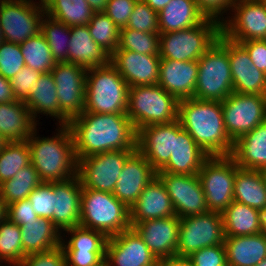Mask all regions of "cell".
Wrapping results in <instances>:
<instances>
[{
  "label": "cell",
  "mask_w": 266,
  "mask_h": 266,
  "mask_svg": "<svg viewBox=\"0 0 266 266\" xmlns=\"http://www.w3.org/2000/svg\"><path fill=\"white\" fill-rule=\"evenodd\" d=\"M227 266H256L266 258V235L225 236Z\"/></svg>",
  "instance_id": "cell-29"
},
{
  "label": "cell",
  "mask_w": 266,
  "mask_h": 266,
  "mask_svg": "<svg viewBox=\"0 0 266 266\" xmlns=\"http://www.w3.org/2000/svg\"><path fill=\"white\" fill-rule=\"evenodd\" d=\"M26 256L20 226L6 218L0 222V263L21 264Z\"/></svg>",
  "instance_id": "cell-42"
},
{
  "label": "cell",
  "mask_w": 266,
  "mask_h": 266,
  "mask_svg": "<svg viewBox=\"0 0 266 266\" xmlns=\"http://www.w3.org/2000/svg\"><path fill=\"white\" fill-rule=\"evenodd\" d=\"M225 236L261 233L260 210L233 201L222 213Z\"/></svg>",
  "instance_id": "cell-34"
},
{
  "label": "cell",
  "mask_w": 266,
  "mask_h": 266,
  "mask_svg": "<svg viewBox=\"0 0 266 266\" xmlns=\"http://www.w3.org/2000/svg\"><path fill=\"white\" fill-rule=\"evenodd\" d=\"M55 193L52 189V182H42L28 196L33 210L40 218H48L51 220L54 211Z\"/></svg>",
  "instance_id": "cell-47"
},
{
  "label": "cell",
  "mask_w": 266,
  "mask_h": 266,
  "mask_svg": "<svg viewBox=\"0 0 266 266\" xmlns=\"http://www.w3.org/2000/svg\"><path fill=\"white\" fill-rule=\"evenodd\" d=\"M159 266H193L187 258L172 257L160 260Z\"/></svg>",
  "instance_id": "cell-57"
},
{
  "label": "cell",
  "mask_w": 266,
  "mask_h": 266,
  "mask_svg": "<svg viewBox=\"0 0 266 266\" xmlns=\"http://www.w3.org/2000/svg\"><path fill=\"white\" fill-rule=\"evenodd\" d=\"M67 266H100L106 252L64 251Z\"/></svg>",
  "instance_id": "cell-53"
},
{
  "label": "cell",
  "mask_w": 266,
  "mask_h": 266,
  "mask_svg": "<svg viewBox=\"0 0 266 266\" xmlns=\"http://www.w3.org/2000/svg\"><path fill=\"white\" fill-rule=\"evenodd\" d=\"M256 266H266V258L263 259L260 263H258Z\"/></svg>",
  "instance_id": "cell-65"
},
{
  "label": "cell",
  "mask_w": 266,
  "mask_h": 266,
  "mask_svg": "<svg viewBox=\"0 0 266 266\" xmlns=\"http://www.w3.org/2000/svg\"><path fill=\"white\" fill-rule=\"evenodd\" d=\"M51 73L61 109V125H68L84 111L87 69L74 63L58 62Z\"/></svg>",
  "instance_id": "cell-12"
},
{
  "label": "cell",
  "mask_w": 266,
  "mask_h": 266,
  "mask_svg": "<svg viewBox=\"0 0 266 266\" xmlns=\"http://www.w3.org/2000/svg\"><path fill=\"white\" fill-rule=\"evenodd\" d=\"M160 33H146L123 27L116 50H130L139 54L159 55Z\"/></svg>",
  "instance_id": "cell-44"
},
{
  "label": "cell",
  "mask_w": 266,
  "mask_h": 266,
  "mask_svg": "<svg viewBox=\"0 0 266 266\" xmlns=\"http://www.w3.org/2000/svg\"><path fill=\"white\" fill-rule=\"evenodd\" d=\"M45 9L36 2L0 0V26L4 41L21 44L41 32Z\"/></svg>",
  "instance_id": "cell-13"
},
{
  "label": "cell",
  "mask_w": 266,
  "mask_h": 266,
  "mask_svg": "<svg viewBox=\"0 0 266 266\" xmlns=\"http://www.w3.org/2000/svg\"><path fill=\"white\" fill-rule=\"evenodd\" d=\"M208 157L190 134L181 127L179 120L176 119L173 155L170 156L169 161L157 173L198 174L202 164Z\"/></svg>",
  "instance_id": "cell-25"
},
{
  "label": "cell",
  "mask_w": 266,
  "mask_h": 266,
  "mask_svg": "<svg viewBox=\"0 0 266 266\" xmlns=\"http://www.w3.org/2000/svg\"><path fill=\"white\" fill-rule=\"evenodd\" d=\"M234 201L260 211L266 207V186L261 171L239 168L236 164Z\"/></svg>",
  "instance_id": "cell-35"
},
{
  "label": "cell",
  "mask_w": 266,
  "mask_h": 266,
  "mask_svg": "<svg viewBox=\"0 0 266 266\" xmlns=\"http://www.w3.org/2000/svg\"><path fill=\"white\" fill-rule=\"evenodd\" d=\"M178 120L209 157L231 155L234 142L225 130L221 102L179 100Z\"/></svg>",
  "instance_id": "cell-2"
},
{
  "label": "cell",
  "mask_w": 266,
  "mask_h": 266,
  "mask_svg": "<svg viewBox=\"0 0 266 266\" xmlns=\"http://www.w3.org/2000/svg\"><path fill=\"white\" fill-rule=\"evenodd\" d=\"M30 115L37 123V114L54 117L61 125V109L57 98L56 85L51 72L42 73L36 86H32L29 96L24 101Z\"/></svg>",
  "instance_id": "cell-33"
},
{
  "label": "cell",
  "mask_w": 266,
  "mask_h": 266,
  "mask_svg": "<svg viewBox=\"0 0 266 266\" xmlns=\"http://www.w3.org/2000/svg\"><path fill=\"white\" fill-rule=\"evenodd\" d=\"M179 100L158 84L129 87L127 116L136 131L178 119Z\"/></svg>",
  "instance_id": "cell-7"
},
{
  "label": "cell",
  "mask_w": 266,
  "mask_h": 266,
  "mask_svg": "<svg viewBox=\"0 0 266 266\" xmlns=\"http://www.w3.org/2000/svg\"><path fill=\"white\" fill-rule=\"evenodd\" d=\"M94 13L86 0H53L45 8L47 16L69 27L87 25Z\"/></svg>",
  "instance_id": "cell-36"
},
{
  "label": "cell",
  "mask_w": 266,
  "mask_h": 266,
  "mask_svg": "<svg viewBox=\"0 0 266 266\" xmlns=\"http://www.w3.org/2000/svg\"><path fill=\"white\" fill-rule=\"evenodd\" d=\"M180 218L177 215L131 223L158 260L176 257Z\"/></svg>",
  "instance_id": "cell-18"
},
{
  "label": "cell",
  "mask_w": 266,
  "mask_h": 266,
  "mask_svg": "<svg viewBox=\"0 0 266 266\" xmlns=\"http://www.w3.org/2000/svg\"><path fill=\"white\" fill-rule=\"evenodd\" d=\"M231 10L234 12L232 18L222 17L223 36L235 42L266 40V3L261 0H236Z\"/></svg>",
  "instance_id": "cell-15"
},
{
  "label": "cell",
  "mask_w": 266,
  "mask_h": 266,
  "mask_svg": "<svg viewBox=\"0 0 266 266\" xmlns=\"http://www.w3.org/2000/svg\"><path fill=\"white\" fill-rule=\"evenodd\" d=\"M154 11L160 12L171 0H143Z\"/></svg>",
  "instance_id": "cell-58"
},
{
  "label": "cell",
  "mask_w": 266,
  "mask_h": 266,
  "mask_svg": "<svg viewBox=\"0 0 266 266\" xmlns=\"http://www.w3.org/2000/svg\"><path fill=\"white\" fill-rule=\"evenodd\" d=\"M42 183L38 172L30 163L20 169L12 179L0 184V196L6 205L28 198L31 192Z\"/></svg>",
  "instance_id": "cell-37"
},
{
  "label": "cell",
  "mask_w": 266,
  "mask_h": 266,
  "mask_svg": "<svg viewBox=\"0 0 266 266\" xmlns=\"http://www.w3.org/2000/svg\"><path fill=\"white\" fill-rule=\"evenodd\" d=\"M7 218V205L4 203L0 196V222Z\"/></svg>",
  "instance_id": "cell-60"
},
{
  "label": "cell",
  "mask_w": 266,
  "mask_h": 266,
  "mask_svg": "<svg viewBox=\"0 0 266 266\" xmlns=\"http://www.w3.org/2000/svg\"><path fill=\"white\" fill-rule=\"evenodd\" d=\"M16 101L10 80L0 75V103Z\"/></svg>",
  "instance_id": "cell-56"
},
{
  "label": "cell",
  "mask_w": 266,
  "mask_h": 266,
  "mask_svg": "<svg viewBox=\"0 0 266 266\" xmlns=\"http://www.w3.org/2000/svg\"><path fill=\"white\" fill-rule=\"evenodd\" d=\"M228 58L235 93L266 95V74L252 63L240 43L228 39Z\"/></svg>",
  "instance_id": "cell-22"
},
{
  "label": "cell",
  "mask_w": 266,
  "mask_h": 266,
  "mask_svg": "<svg viewBox=\"0 0 266 266\" xmlns=\"http://www.w3.org/2000/svg\"><path fill=\"white\" fill-rule=\"evenodd\" d=\"M1 1H4V0H1ZM18 1H29V2H33L34 3V0H18Z\"/></svg>",
  "instance_id": "cell-67"
},
{
  "label": "cell",
  "mask_w": 266,
  "mask_h": 266,
  "mask_svg": "<svg viewBox=\"0 0 266 266\" xmlns=\"http://www.w3.org/2000/svg\"><path fill=\"white\" fill-rule=\"evenodd\" d=\"M159 33H168L195 27L206 16L199 10L195 0H171L159 13Z\"/></svg>",
  "instance_id": "cell-31"
},
{
  "label": "cell",
  "mask_w": 266,
  "mask_h": 266,
  "mask_svg": "<svg viewBox=\"0 0 266 266\" xmlns=\"http://www.w3.org/2000/svg\"><path fill=\"white\" fill-rule=\"evenodd\" d=\"M70 234L68 242L62 238L61 247L64 251L106 252L108 238L99 231L75 226L65 230ZM66 242V243H65Z\"/></svg>",
  "instance_id": "cell-41"
},
{
  "label": "cell",
  "mask_w": 266,
  "mask_h": 266,
  "mask_svg": "<svg viewBox=\"0 0 266 266\" xmlns=\"http://www.w3.org/2000/svg\"><path fill=\"white\" fill-rule=\"evenodd\" d=\"M138 0H109L103 11L121 29L126 27Z\"/></svg>",
  "instance_id": "cell-51"
},
{
  "label": "cell",
  "mask_w": 266,
  "mask_h": 266,
  "mask_svg": "<svg viewBox=\"0 0 266 266\" xmlns=\"http://www.w3.org/2000/svg\"><path fill=\"white\" fill-rule=\"evenodd\" d=\"M24 66L20 44L3 40L0 43V75L10 80Z\"/></svg>",
  "instance_id": "cell-46"
},
{
  "label": "cell",
  "mask_w": 266,
  "mask_h": 266,
  "mask_svg": "<svg viewBox=\"0 0 266 266\" xmlns=\"http://www.w3.org/2000/svg\"><path fill=\"white\" fill-rule=\"evenodd\" d=\"M135 150L100 152L78 161V176L84 188L113 193L124 163Z\"/></svg>",
  "instance_id": "cell-14"
},
{
  "label": "cell",
  "mask_w": 266,
  "mask_h": 266,
  "mask_svg": "<svg viewBox=\"0 0 266 266\" xmlns=\"http://www.w3.org/2000/svg\"><path fill=\"white\" fill-rule=\"evenodd\" d=\"M220 34L221 23L211 18L195 27L160 34L159 56L177 61H198Z\"/></svg>",
  "instance_id": "cell-8"
},
{
  "label": "cell",
  "mask_w": 266,
  "mask_h": 266,
  "mask_svg": "<svg viewBox=\"0 0 266 266\" xmlns=\"http://www.w3.org/2000/svg\"><path fill=\"white\" fill-rule=\"evenodd\" d=\"M31 163L30 148L26 140L8 142L0 151V184Z\"/></svg>",
  "instance_id": "cell-40"
},
{
  "label": "cell",
  "mask_w": 266,
  "mask_h": 266,
  "mask_svg": "<svg viewBox=\"0 0 266 266\" xmlns=\"http://www.w3.org/2000/svg\"><path fill=\"white\" fill-rule=\"evenodd\" d=\"M41 33L47 40L56 63L69 62L70 27L45 14L41 21Z\"/></svg>",
  "instance_id": "cell-39"
},
{
  "label": "cell",
  "mask_w": 266,
  "mask_h": 266,
  "mask_svg": "<svg viewBox=\"0 0 266 266\" xmlns=\"http://www.w3.org/2000/svg\"><path fill=\"white\" fill-rule=\"evenodd\" d=\"M175 209L165 185L156 176L142 191L130 208V222L139 223L147 220L174 216Z\"/></svg>",
  "instance_id": "cell-26"
},
{
  "label": "cell",
  "mask_w": 266,
  "mask_h": 266,
  "mask_svg": "<svg viewBox=\"0 0 266 266\" xmlns=\"http://www.w3.org/2000/svg\"><path fill=\"white\" fill-rule=\"evenodd\" d=\"M199 10L206 16L219 21L226 11H229L236 0H195ZM221 17H220V16Z\"/></svg>",
  "instance_id": "cell-54"
},
{
  "label": "cell",
  "mask_w": 266,
  "mask_h": 266,
  "mask_svg": "<svg viewBox=\"0 0 266 266\" xmlns=\"http://www.w3.org/2000/svg\"><path fill=\"white\" fill-rule=\"evenodd\" d=\"M237 166L261 171L266 168V121L238 138L230 155Z\"/></svg>",
  "instance_id": "cell-28"
},
{
  "label": "cell",
  "mask_w": 266,
  "mask_h": 266,
  "mask_svg": "<svg viewBox=\"0 0 266 266\" xmlns=\"http://www.w3.org/2000/svg\"><path fill=\"white\" fill-rule=\"evenodd\" d=\"M53 0H40L39 3L37 2V6L41 7V8H46L47 6H49L51 4Z\"/></svg>",
  "instance_id": "cell-62"
},
{
  "label": "cell",
  "mask_w": 266,
  "mask_h": 266,
  "mask_svg": "<svg viewBox=\"0 0 266 266\" xmlns=\"http://www.w3.org/2000/svg\"><path fill=\"white\" fill-rule=\"evenodd\" d=\"M233 92L228 38L220 34L216 43L198 59V78L193 98L222 102Z\"/></svg>",
  "instance_id": "cell-6"
},
{
  "label": "cell",
  "mask_w": 266,
  "mask_h": 266,
  "mask_svg": "<svg viewBox=\"0 0 266 266\" xmlns=\"http://www.w3.org/2000/svg\"><path fill=\"white\" fill-rule=\"evenodd\" d=\"M126 28L146 33H159L158 12L154 11L143 0H138Z\"/></svg>",
  "instance_id": "cell-45"
},
{
  "label": "cell",
  "mask_w": 266,
  "mask_h": 266,
  "mask_svg": "<svg viewBox=\"0 0 266 266\" xmlns=\"http://www.w3.org/2000/svg\"><path fill=\"white\" fill-rule=\"evenodd\" d=\"M261 174L263 176V180H264L265 186H266V168L261 170Z\"/></svg>",
  "instance_id": "cell-64"
},
{
  "label": "cell",
  "mask_w": 266,
  "mask_h": 266,
  "mask_svg": "<svg viewBox=\"0 0 266 266\" xmlns=\"http://www.w3.org/2000/svg\"><path fill=\"white\" fill-rule=\"evenodd\" d=\"M68 126L78 161L100 152L137 149V131L127 115L83 112Z\"/></svg>",
  "instance_id": "cell-1"
},
{
  "label": "cell",
  "mask_w": 266,
  "mask_h": 266,
  "mask_svg": "<svg viewBox=\"0 0 266 266\" xmlns=\"http://www.w3.org/2000/svg\"><path fill=\"white\" fill-rule=\"evenodd\" d=\"M38 217L27 198L7 205V218L19 226L26 222L36 221Z\"/></svg>",
  "instance_id": "cell-52"
},
{
  "label": "cell",
  "mask_w": 266,
  "mask_h": 266,
  "mask_svg": "<svg viewBox=\"0 0 266 266\" xmlns=\"http://www.w3.org/2000/svg\"><path fill=\"white\" fill-rule=\"evenodd\" d=\"M70 35L69 63L86 69L111 63V54L93 40L87 25L70 27Z\"/></svg>",
  "instance_id": "cell-27"
},
{
  "label": "cell",
  "mask_w": 266,
  "mask_h": 266,
  "mask_svg": "<svg viewBox=\"0 0 266 266\" xmlns=\"http://www.w3.org/2000/svg\"><path fill=\"white\" fill-rule=\"evenodd\" d=\"M25 65L40 73H48L56 65L47 40L40 32L20 44Z\"/></svg>",
  "instance_id": "cell-38"
},
{
  "label": "cell",
  "mask_w": 266,
  "mask_h": 266,
  "mask_svg": "<svg viewBox=\"0 0 266 266\" xmlns=\"http://www.w3.org/2000/svg\"><path fill=\"white\" fill-rule=\"evenodd\" d=\"M58 126V133L50 138L37 137L36 127L26 140L31 164L42 182L63 181L78 175V160L70 127Z\"/></svg>",
  "instance_id": "cell-3"
},
{
  "label": "cell",
  "mask_w": 266,
  "mask_h": 266,
  "mask_svg": "<svg viewBox=\"0 0 266 266\" xmlns=\"http://www.w3.org/2000/svg\"><path fill=\"white\" fill-rule=\"evenodd\" d=\"M176 120L153 124L137 131V150L159 171L173 155Z\"/></svg>",
  "instance_id": "cell-20"
},
{
  "label": "cell",
  "mask_w": 266,
  "mask_h": 266,
  "mask_svg": "<svg viewBox=\"0 0 266 266\" xmlns=\"http://www.w3.org/2000/svg\"><path fill=\"white\" fill-rule=\"evenodd\" d=\"M156 176L157 171L136 149L124 163L112 194L130 209Z\"/></svg>",
  "instance_id": "cell-19"
},
{
  "label": "cell",
  "mask_w": 266,
  "mask_h": 266,
  "mask_svg": "<svg viewBox=\"0 0 266 266\" xmlns=\"http://www.w3.org/2000/svg\"><path fill=\"white\" fill-rule=\"evenodd\" d=\"M93 40L111 55L119 45L120 28L103 11L95 12L87 24Z\"/></svg>",
  "instance_id": "cell-43"
},
{
  "label": "cell",
  "mask_w": 266,
  "mask_h": 266,
  "mask_svg": "<svg viewBox=\"0 0 266 266\" xmlns=\"http://www.w3.org/2000/svg\"><path fill=\"white\" fill-rule=\"evenodd\" d=\"M238 43L247 50L252 63L266 74V40H248Z\"/></svg>",
  "instance_id": "cell-55"
},
{
  "label": "cell",
  "mask_w": 266,
  "mask_h": 266,
  "mask_svg": "<svg viewBox=\"0 0 266 266\" xmlns=\"http://www.w3.org/2000/svg\"><path fill=\"white\" fill-rule=\"evenodd\" d=\"M21 266H67L65 252L61 246L48 251L27 255Z\"/></svg>",
  "instance_id": "cell-50"
},
{
  "label": "cell",
  "mask_w": 266,
  "mask_h": 266,
  "mask_svg": "<svg viewBox=\"0 0 266 266\" xmlns=\"http://www.w3.org/2000/svg\"><path fill=\"white\" fill-rule=\"evenodd\" d=\"M111 64L129 87L156 85L159 78V55L139 54L130 50H116Z\"/></svg>",
  "instance_id": "cell-21"
},
{
  "label": "cell",
  "mask_w": 266,
  "mask_h": 266,
  "mask_svg": "<svg viewBox=\"0 0 266 266\" xmlns=\"http://www.w3.org/2000/svg\"><path fill=\"white\" fill-rule=\"evenodd\" d=\"M9 141H7L1 134H0V151L7 145Z\"/></svg>",
  "instance_id": "cell-63"
},
{
  "label": "cell",
  "mask_w": 266,
  "mask_h": 266,
  "mask_svg": "<svg viewBox=\"0 0 266 266\" xmlns=\"http://www.w3.org/2000/svg\"><path fill=\"white\" fill-rule=\"evenodd\" d=\"M198 78V61L160 58L158 85L178 100L193 98Z\"/></svg>",
  "instance_id": "cell-24"
},
{
  "label": "cell",
  "mask_w": 266,
  "mask_h": 266,
  "mask_svg": "<svg viewBox=\"0 0 266 266\" xmlns=\"http://www.w3.org/2000/svg\"><path fill=\"white\" fill-rule=\"evenodd\" d=\"M21 241L26 255L40 253L61 246L60 232L48 218L20 225Z\"/></svg>",
  "instance_id": "cell-32"
},
{
  "label": "cell",
  "mask_w": 266,
  "mask_h": 266,
  "mask_svg": "<svg viewBox=\"0 0 266 266\" xmlns=\"http://www.w3.org/2000/svg\"><path fill=\"white\" fill-rule=\"evenodd\" d=\"M100 266H109L106 262H103Z\"/></svg>",
  "instance_id": "cell-68"
},
{
  "label": "cell",
  "mask_w": 266,
  "mask_h": 266,
  "mask_svg": "<svg viewBox=\"0 0 266 266\" xmlns=\"http://www.w3.org/2000/svg\"><path fill=\"white\" fill-rule=\"evenodd\" d=\"M41 74L39 71L25 65L10 79L11 88L16 100L25 101L27 99L32 86L37 85Z\"/></svg>",
  "instance_id": "cell-48"
},
{
  "label": "cell",
  "mask_w": 266,
  "mask_h": 266,
  "mask_svg": "<svg viewBox=\"0 0 266 266\" xmlns=\"http://www.w3.org/2000/svg\"><path fill=\"white\" fill-rule=\"evenodd\" d=\"M157 176L165 185L175 214L179 218L209 211L198 174L157 173Z\"/></svg>",
  "instance_id": "cell-16"
},
{
  "label": "cell",
  "mask_w": 266,
  "mask_h": 266,
  "mask_svg": "<svg viewBox=\"0 0 266 266\" xmlns=\"http://www.w3.org/2000/svg\"><path fill=\"white\" fill-rule=\"evenodd\" d=\"M129 86L109 65L87 69L83 112L127 115Z\"/></svg>",
  "instance_id": "cell-4"
},
{
  "label": "cell",
  "mask_w": 266,
  "mask_h": 266,
  "mask_svg": "<svg viewBox=\"0 0 266 266\" xmlns=\"http://www.w3.org/2000/svg\"><path fill=\"white\" fill-rule=\"evenodd\" d=\"M105 262L109 266H159L160 263L132 227L108 238Z\"/></svg>",
  "instance_id": "cell-17"
},
{
  "label": "cell",
  "mask_w": 266,
  "mask_h": 266,
  "mask_svg": "<svg viewBox=\"0 0 266 266\" xmlns=\"http://www.w3.org/2000/svg\"><path fill=\"white\" fill-rule=\"evenodd\" d=\"M54 211L51 221L61 232L79 226L81 213L82 183L79 176L52 182Z\"/></svg>",
  "instance_id": "cell-23"
},
{
  "label": "cell",
  "mask_w": 266,
  "mask_h": 266,
  "mask_svg": "<svg viewBox=\"0 0 266 266\" xmlns=\"http://www.w3.org/2000/svg\"><path fill=\"white\" fill-rule=\"evenodd\" d=\"M0 39H4V38H3L2 31H1V26H0Z\"/></svg>",
  "instance_id": "cell-66"
},
{
  "label": "cell",
  "mask_w": 266,
  "mask_h": 266,
  "mask_svg": "<svg viewBox=\"0 0 266 266\" xmlns=\"http://www.w3.org/2000/svg\"><path fill=\"white\" fill-rule=\"evenodd\" d=\"M1 265V264H0ZM2 266V265H1ZM12 266H21L20 264H12Z\"/></svg>",
  "instance_id": "cell-69"
},
{
  "label": "cell",
  "mask_w": 266,
  "mask_h": 266,
  "mask_svg": "<svg viewBox=\"0 0 266 266\" xmlns=\"http://www.w3.org/2000/svg\"><path fill=\"white\" fill-rule=\"evenodd\" d=\"M37 124L24 101L0 103V134L7 141L27 140Z\"/></svg>",
  "instance_id": "cell-30"
},
{
  "label": "cell",
  "mask_w": 266,
  "mask_h": 266,
  "mask_svg": "<svg viewBox=\"0 0 266 266\" xmlns=\"http://www.w3.org/2000/svg\"><path fill=\"white\" fill-rule=\"evenodd\" d=\"M187 259L193 266H227L224 245L204 247L192 253Z\"/></svg>",
  "instance_id": "cell-49"
},
{
  "label": "cell",
  "mask_w": 266,
  "mask_h": 266,
  "mask_svg": "<svg viewBox=\"0 0 266 266\" xmlns=\"http://www.w3.org/2000/svg\"><path fill=\"white\" fill-rule=\"evenodd\" d=\"M261 233L266 235V207L260 211Z\"/></svg>",
  "instance_id": "cell-61"
},
{
  "label": "cell",
  "mask_w": 266,
  "mask_h": 266,
  "mask_svg": "<svg viewBox=\"0 0 266 266\" xmlns=\"http://www.w3.org/2000/svg\"><path fill=\"white\" fill-rule=\"evenodd\" d=\"M221 106L225 130L233 142L266 121V95L233 92Z\"/></svg>",
  "instance_id": "cell-11"
},
{
  "label": "cell",
  "mask_w": 266,
  "mask_h": 266,
  "mask_svg": "<svg viewBox=\"0 0 266 266\" xmlns=\"http://www.w3.org/2000/svg\"><path fill=\"white\" fill-rule=\"evenodd\" d=\"M236 163L231 156L208 157L198 173L209 211L222 213L234 201Z\"/></svg>",
  "instance_id": "cell-9"
},
{
  "label": "cell",
  "mask_w": 266,
  "mask_h": 266,
  "mask_svg": "<svg viewBox=\"0 0 266 266\" xmlns=\"http://www.w3.org/2000/svg\"><path fill=\"white\" fill-rule=\"evenodd\" d=\"M94 12L104 11L109 0H86Z\"/></svg>",
  "instance_id": "cell-59"
},
{
  "label": "cell",
  "mask_w": 266,
  "mask_h": 266,
  "mask_svg": "<svg viewBox=\"0 0 266 266\" xmlns=\"http://www.w3.org/2000/svg\"><path fill=\"white\" fill-rule=\"evenodd\" d=\"M79 225L110 238L131 228L130 209L110 192L82 186Z\"/></svg>",
  "instance_id": "cell-5"
},
{
  "label": "cell",
  "mask_w": 266,
  "mask_h": 266,
  "mask_svg": "<svg viewBox=\"0 0 266 266\" xmlns=\"http://www.w3.org/2000/svg\"><path fill=\"white\" fill-rule=\"evenodd\" d=\"M224 242V224L220 212L208 211L181 217L176 257L187 258L204 247L224 245Z\"/></svg>",
  "instance_id": "cell-10"
}]
</instances>
